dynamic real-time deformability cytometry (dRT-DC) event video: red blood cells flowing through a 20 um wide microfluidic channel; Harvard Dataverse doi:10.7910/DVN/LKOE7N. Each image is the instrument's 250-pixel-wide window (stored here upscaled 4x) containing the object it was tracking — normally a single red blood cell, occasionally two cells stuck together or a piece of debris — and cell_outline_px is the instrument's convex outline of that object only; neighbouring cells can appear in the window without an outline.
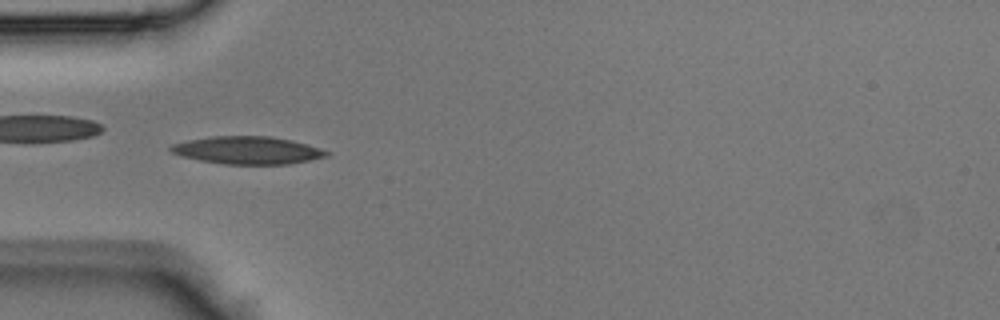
{"species": "Egyptian fruit bat (a non-hibernating species)", "species_latin": "Rousettus aegyptiacus", "temperature_condition": "room temperature", "stored_images_in_passage": 41, "camera_frame_rate_fps": 3000, "um_per_image_px": 0.085, "animal": {"sex": "male"}, "frame": {"image": 1, "passage_image": 12, "time_ms": 3.667, "image_size_px": [1000, 320], "cell_outline_px": [[332, 152], [328, 156], [288, 164], [224, 164], [200, 160], [184, 156], [172, 152], [168, 148], [172, 144], [188, 140], [212, 136], [272, 136], [292, 140], [308, 144]], "centroid_in_image_um": [21.08, 12.76], "position_along_channel_um": 63.9, "area_um2": 25.03}}
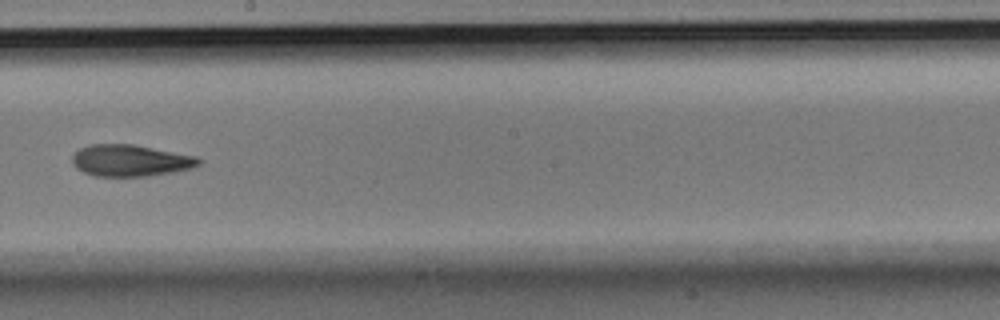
{"frame": {"image": 2, "passage_image": 23, "time_ms": 7.333, "image_size_px": [1000, 320], "cell_outline_px": [[200, 164], [192, 168], [172, 172], [144, 176], [96, 176], [84, 172], [76, 168], [72, 164], [72, 156], [80, 148], [92, 144], [132, 144], [196, 156], [200, 160]], "centroid_in_image_um": [11.06, 13.64], "position_along_channel_um": 237.1, "area_um2": 23.12}}
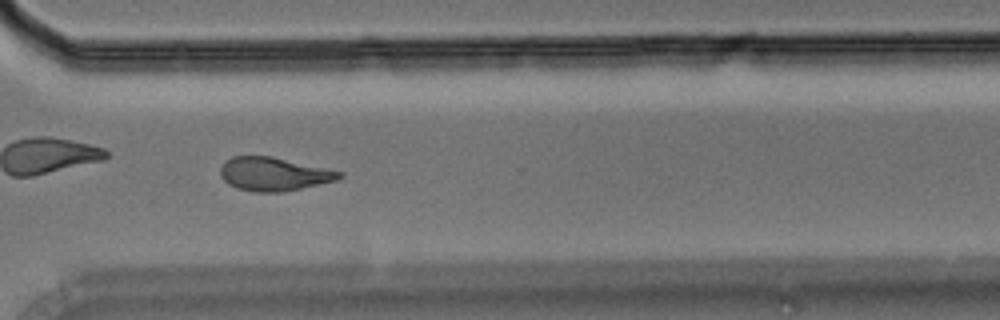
{"frame": {"image": 3, "passage_image": 30, "time_ms": 9.667, "image_size_px": [1000, 320], "cell_outline_px": [[344, 176], [336, 180], [300, 188], [280, 192], [256, 192], [236, 188], [228, 184], [220, 176], [220, 168], [224, 160], [232, 156], [272, 156], [344, 172]], "centroid_in_image_um": [23.24, 14.78], "position_along_channel_um": 347.4, "area_um2": 23.24}}